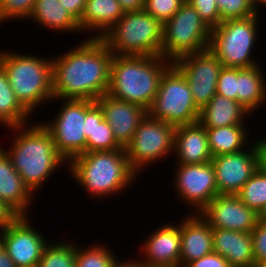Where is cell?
<instances>
[{"instance_id":"19","label":"cell","mask_w":266,"mask_h":267,"mask_svg":"<svg viewBox=\"0 0 266 267\" xmlns=\"http://www.w3.org/2000/svg\"><path fill=\"white\" fill-rule=\"evenodd\" d=\"M196 214V215H195ZM195 215V216H194ZM185 217L180 224V267L213 253L212 227L197 212ZM199 216V217H198Z\"/></svg>"},{"instance_id":"50","label":"cell","mask_w":266,"mask_h":267,"mask_svg":"<svg viewBox=\"0 0 266 267\" xmlns=\"http://www.w3.org/2000/svg\"><path fill=\"white\" fill-rule=\"evenodd\" d=\"M22 267H38V266H22Z\"/></svg>"},{"instance_id":"11","label":"cell","mask_w":266,"mask_h":267,"mask_svg":"<svg viewBox=\"0 0 266 267\" xmlns=\"http://www.w3.org/2000/svg\"><path fill=\"white\" fill-rule=\"evenodd\" d=\"M54 122L42 123L53 138L56 151L68 161L86 152L85 100L65 99Z\"/></svg>"},{"instance_id":"18","label":"cell","mask_w":266,"mask_h":267,"mask_svg":"<svg viewBox=\"0 0 266 267\" xmlns=\"http://www.w3.org/2000/svg\"><path fill=\"white\" fill-rule=\"evenodd\" d=\"M142 252L146 256L142 261L146 267H180V223L176 226L165 224L156 229L155 233L148 236Z\"/></svg>"},{"instance_id":"14","label":"cell","mask_w":266,"mask_h":267,"mask_svg":"<svg viewBox=\"0 0 266 267\" xmlns=\"http://www.w3.org/2000/svg\"><path fill=\"white\" fill-rule=\"evenodd\" d=\"M175 175L176 191L186 203L198 211L218 196L215 171L211 162L202 164H179Z\"/></svg>"},{"instance_id":"6","label":"cell","mask_w":266,"mask_h":267,"mask_svg":"<svg viewBox=\"0 0 266 267\" xmlns=\"http://www.w3.org/2000/svg\"><path fill=\"white\" fill-rule=\"evenodd\" d=\"M162 33L163 24L143 9L125 12L101 39L115 56H161Z\"/></svg>"},{"instance_id":"25","label":"cell","mask_w":266,"mask_h":267,"mask_svg":"<svg viewBox=\"0 0 266 267\" xmlns=\"http://www.w3.org/2000/svg\"><path fill=\"white\" fill-rule=\"evenodd\" d=\"M124 11L118 0H86L85 10L78 24L80 29L98 30L94 38H102L117 23Z\"/></svg>"},{"instance_id":"8","label":"cell","mask_w":266,"mask_h":267,"mask_svg":"<svg viewBox=\"0 0 266 267\" xmlns=\"http://www.w3.org/2000/svg\"><path fill=\"white\" fill-rule=\"evenodd\" d=\"M211 29L196 9L184 2L180 9L163 23L161 56L172 62L192 53L209 49Z\"/></svg>"},{"instance_id":"23","label":"cell","mask_w":266,"mask_h":267,"mask_svg":"<svg viewBox=\"0 0 266 267\" xmlns=\"http://www.w3.org/2000/svg\"><path fill=\"white\" fill-rule=\"evenodd\" d=\"M86 152L110 151L123 148L115 139L113 131L104 119L100 106L92 100H85Z\"/></svg>"},{"instance_id":"42","label":"cell","mask_w":266,"mask_h":267,"mask_svg":"<svg viewBox=\"0 0 266 267\" xmlns=\"http://www.w3.org/2000/svg\"><path fill=\"white\" fill-rule=\"evenodd\" d=\"M0 267H16L5 249L4 241H0Z\"/></svg>"},{"instance_id":"46","label":"cell","mask_w":266,"mask_h":267,"mask_svg":"<svg viewBox=\"0 0 266 267\" xmlns=\"http://www.w3.org/2000/svg\"><path fill=\"white\" fill-rule=\"evenodd\" d=\"M13 220H0V241H4V236L5 233L7 231V228L9 226V224L12 222Z\"/></svg>"},{"instance_id":"16","label":"cell","mask_w":266,"mask_h":267,"mask_svg":"<svg viewBox=\"0 0 266 267\" xmlns=\"http://www.w3.org/2000/svg\"><path fill=\"white\" fill-rule=\"evenodd\" d=\"M27 216H17L4 236L5 249L16 267L37 266L47 240L32 228Z\"/></svg>"},{"instance_id":"48","label":"cell","mask_w":266,"mask_h":267,"mask_svg":"<svg viewBox=\"0 0 266 267\" xmlns=\"http://www.w3.org/2000/svg\"><path fill=\"white\" fill-rule=\"evenodd\" d=\"M258 221L266 222V205L258 214Z\"/></svg>"},{"instance_id":"1","label":"cell","mask_w":266,"mask_h":267,"mask_svg":"<svg viewBox=\"0 0 266 267\" xmlns=\"http://www.w3.org/2000/svg\"><path fill=\"white\" fill-rule=\"evenodd\" d=\"M112 52L101 38L91 37L52 59L54 99L95 101L107 94Z\"/></svg>"},{"instance_id":"38","label":"cell","mask_w":266,"mask_h":267,"mask_svg":"<svg viewBox=\"0 0 266 267\" xmlns=\"http://www.w3.org/2000/svg\"><path fill=\"white\" fill-rule=\"evenodd\" d=\"M251 235L254 261L257 264L266 259V222L258 221Z\"/></svg>"},{"instance_id":"9","label":"cell","mask_w":266,"mask_h":267,"mask_svg":"<svg viewBox=\"0 0 266 267\" xmlns=\"http://www.w3.org/2000/svg\"><path fill=\"white\" fill-rule=\"evenodd\" d=\"M148 114L175 127L199 121L200 109L194 103L189 83L174 64L162 75Z\"/></svg>"},{"instance_id":"32","label":"cell","mask_w":266,"mask_h":267,"mask_svg":"<svg viewBox=\"0 0 266 267\" xmlns=\"http://www.w3.org/2000/svg\"><path fill=\"white\" fill-rule=\"evenodd\" d=\"M98 245L82 250L76 246L75 267H111L117 257L104 244Z\"/></svg>"},{"instance_id":"15","label":"cell","mask_w":266,"mask_h":267,"mask_svg":"<svg viewBox=\"0 0 266 267\" xmlns=\"http://www.w3.org/2000/svg\"><path fill=\"white\" fill-rule=\"evenodd\" d=\"M212 228L251 233L258 214L248 208L237 195L215 196L200 212Z\"/></svg>"},{"instance_id":"4","label":"cell","mask_w":266,"mask_h":267,"mask_svg":"<svg viewBox=\"0 0 266 267\" xmlns=\"http://www.w3.org/2000/svg\"><path fill=\"white\" fill-rule=\"evenodd\" d=\"M75 182L94 197H107L127 188L137 174L131 169L125 148L85 152L68 164Z\"/></svg>"},{"instance_id":"37","label":"cell","mask_w":266,"mask_h":267,"mask_svg":"<svg viewBox=\"0 0 266 267\" xmlns=\"http://www.w3.org/2000/svg\"><path fill=\"white\" fill-rule=\"evenodd\" d=\"M216 93L237 101V68H221L217 80Z\"/></svg>"},{"instance_id":"43","label":"cell","mask_w":266,"mask_h":267,"mask_svg":"<svg viewBox=\"0 0 266 267\" xmlns=\"http://www.w3.org/2000/svg\"><path fill=\"white\" fill-rule=\"evenodd\" d=\"M259 152V165L260 168L266 172V138L256 141Z\"/></svg>"},{"instance_id":"34","label":"cell","mask_w":266,"mask_h":267,"mask_svg":"<svg viewBox=\"0 0 266 267\" xmlns=\"http://www.w3.org/2000/svg\"><path fill=\"white\" fill-rule=\"evenodd\" d=\"M36 0H0V23L12 18H29ZM21 17V18H20ZM8 19V20H7Z\"/></svg>"},{"instance_id":"22","label":"cell","mask_w":266,"mask_h":267,"mask_svg":"<svg viewBox=\"0 0 266 267\" xmlns=\"http://www.w3.org/2000/svg\"><path fill=\"white\" fill-rule=\"evenodd\" d=\"M33 194L14 169L11 158L0 147V200L18 216H26Z\"/></svg>"},{"instance_id":"40","label":"cell","mask_w":266,"mask_h":267,"mask_svg":"<svg viewBox=\"0 0 266 267\" xmlns=\"http://www.w3.org/2000/svg\"><path fill=\"white\" fill-rule=\"evenodd\" d=\"M78 22L81 19L86 6V0H58Z\"/></svg>"},{"instance_id":"29","label":"cell","mask_w":266,"mask_h":267,"mask_svg":"<svg viewBox=\"0 0 266 267\" xmlns=\"http://www.w3.org/2000/svg\"><path fill=\"white\" fill-rule=\"evenodd\" d=\"M29 115L31 114L16 99L8 76L0 65V124L9 128L23 126L27 124Z\"/></svg>"},{"instance_id":"45","label":"cell","mask_w":266,"mask_h":267,"mask_svg":"<svg viewBox=\"0 0 266 267\" xmlns=\"http://www.w3.org/2000/svg\"><path fill=\"white\" fill-rule=\"evenodd\" d=\"M111 267H146V266L142 263L141 260L139 261V263L134 260L133 262L128 261L127 263L126 262L122 263V261L120 262L119 260L118 261L115 260Z\"/></svg>"},{"instance_id":"7","label":"cell","mask_w":266,"mask_h":267,"mask_svg":"<svg viewBox=\"0 0 266 267\" xmlns=\"http://www.w3.org/2000/svg\"><path fill=\"white\" fill-rule=\"evenodd\" d=\"M258 16L256 13L246 18L226 20L211 29L209 49L223 67L250 68L258 65L250 56L257 39Z\"/></svg>"},{"instance_id":"27","label":"cell","mask_w":266,"mask_h":267,"mask_svg":"<svg viewBox=\"0 0 266 267\" xmlns=\"http://www.w3.org/2000/svg\"><path fill=\"white\" fill-rule=\"evenodd\" d=\"M28 19L54 31H81L78 21L63 8L58 0H36Z\"/></svg>"},{"instance_id":"30","label":"cell","mask_w":266,"mask_h":267,"mask_svg":"<svg viewBox=\"0 0 266 267\" xmlns=\"http://www.w3.org/2000/svg\"><path fill=\"white\" fill-rule=\"evenodd\" d=\"M236 195L248 208L259 214L266 205V172L259 167Z\"/></svg>"},{"instance_id":"47","label":"cell","mask_w":266,"mask_h":267,"mask_svg":"<svg viewBox=\"0 0 266 267\" xmlns=\"http://www.w3.org/2000/svg\"><path fill=\"white\" fill-rule=\"evenodd\" d=\"M251 2H252V5H253V7H254V9H255V11L258 13L259 11V5H258V7H257V4L259 3L260 5H265L266 6V0H251Z\"/></svg>"},{"instance_id":"2","label":"cell","mask_w":266,"mask_h":267,"mask_svg":"<svg viewBox=\"0 0 266 267\" xmlns=\"http://www.w3.org/2000/svg\"><path fill=\"white\" fill-rule=\"evenodd\" d=\"M172 64L162 56L114 55L107 94L149 110L161 77Z\"/></svg>"},{"instance_id":"36","label":"cell","mask_w":266,"mask_h":267,"mask_svg":"<svg viewBox=\"0 0 266 267\" xmlns=\"http://www.w3.org/2000/svg\"><path fill=\"white\" fill-rule=\"evenodd\" d=\"M198 12L205 24L213 29L221 23L217 0H186Z\"/></svg>"},{"instance_id":"3","label":"cell","mask_w":266,"mask_h":267,"mask_svg":"<svg viewBox=\"0 0 266 267\" xmlns=\"http://www.w3.org/2000/svg\"><path fill=\"white\" fill-rule=\"evenodd\" d=\"M25 126L28 125L10 127V130L19 132L14 135L12 148L6 153L14 169L34 193L60 164L67 162L56 151L53 138L42 123Z\"/></svg>"},{"instance_id":"24","label":"cell","mask_w":266,"mask_h":267,"mask_svg":"<svg viewBox=\"0 0 266 267\" xmlns=\"http://www.w3.org/2000/svg\"><path fill=\"white\" fill-rule=\"evenodd\" d=\"M249 113L237 101L217 94L200 110L199 123L204 128L244 125Z\"/></svg>"},{"instance_id":"10","label":"cell","mask_w":266,"mask_h":267,"mask_svg":"<svg viewBox=\"0 0 266 267\" xmlns=\"http://www.w3.org/2000/svg\"><path fill=\"white\" fill-rule=\"evenodd\" d=\"M175 129L174 125L147 114L125 147L128 163L136 174L142 166L147 167L174 150Z\"/></svg>"},{"instance_id":"41","label":"cell","mask_w":266,"mask_h":267,"mask_svg":"<svg viewBox=\"0 0 266 267\" xmlns=\"http://www.w3.org/2000/svg\"><path fill=\"white\" fill-rule=\"evenodd\" d=\"M124 12L140 11L144 9L145 0H118Z\"/></svg>"},{"instance_id":"17","label":"cell","mask_w":266,"mask_h":267,"mask_svg":"<svg viewBox=\"0 0 266 267\" xmlns=\"http://www.w3.org/2000/svg\"><path fill=\"white\" fill-rule=\"evenodd\" d=\"M95 102L102 109L104 119L110 125L116 141L125 148L133 138L138 125L147 116L148 110L140 105L115 99L108 94L99 97Z\"/></svg>"},{"instance_id":"26","label":"cell","mask_w":266,"mask_h":267,"mask_svg":"<svg viewBox=\"0 0 266 267\" xmlns=\"http://www.w3.org/2000/svg\"><path fill=\"white\" fill-rule=\"evenodd\" d=\"M261 70L258 65L237 68V102L249 113L266 101V81Z\"/></svg>"},{"instance_id":"49","label":"cell","mask_w":266,"mask_h":267,"mask_svg":"<svg viewBox=\"0 0 266 267\" xmlns=\"http://www.w3.org/2000/svg\"><path fill=\"white\" fill-rule=\"evenodd\" d=\"M256 267H266V259L263 260V261H261V262H258V263L256 264Z\"/></svg>"},{"instance_id":"35","label":"cell","mask_w":266,"mask_h":267,"mask_svg":"<svg viewBox=\"0 0 266 267\" xmlns=\"http://www.w3.org/2000/svg\"><path fill=\"white\" fill-rule=\"evenodd\" d=\"M186 0H145L144 10L162 24L169 20Z\"/></svg>"},{"instance_id":"13","label":"cell","mask_w":266,"mask_h":267,"mask_svg":"<svg viewBox=\"0 0 266 267\" xmlns=\"http://www.w3.org/2000/svg\"><path fill=\"white\" fill-rule=\"evenodd\" d=\"M248 148L212 158L219 195H236L260 167L257 142Z\"/></svg>"},{"instance_id":"20","label":"cell","mask_w":266,"mask_h":267,"mask_svg":"<svg viewBox=\"0 0 266 267\" xmlns=\"http://www.w3.org/2000/svg\"><path fill=\"white\" fill-rule=\"evenodd\" d=\"M179 164H202L212 160L206 128L199 122L176 126L174 150Z\"/></svg>"},{"instance_id":"21","label":"cell","mask_w":266,"mask_h":267,"mask_svg":"<svg viewBox=\"0 0 266 267\" xmlns=\"http://www.w3.org/2000/svg\"><path fill=\"white\" fill-rule=\"evenodd\" d=\"M212 242L231 267H256L251 233L212 228Z\"/></svg>"},{"instance_id":"12","label":"cell","mask_w":266,"mask_h":267,"mask_svg":"<svg viewBox=\"0 0 266 267\" xmlns=\"http://www.w3.org/2000/svg\"><path fill=\"white\" fill-rule=\"evenodd\" d=\"M173 64L186 77L195 105L201 110L216 95L222 63L207 49L184 55Z\"/></svg>"},{"instance_id":"44","label":"cell","mask_w":266,"mask_h":267,"mask_svg":"<svg viewBox=\"0 0 266 267\" xmlns=\"http://www.w3.org/2000/svg\"><path fill=\"white\" fill-rule=\"evenodd\" d=\"M18 215L0 200V220H14Z\"/></svg>"},{"instance_id":"28","label":"cell","mask_w":266,"mask_h":267,"mask_svg":"<svg viewBox=\"0 0 266 267\" xmlns=\"http://www.w3.org/2000/svg\"><path fill=\"white\" fill-rule=\"evenodd\" d=\"M246 126L234 125L220 128H206L208 146L212 157L237 153L244 149L247 143ZM245 144V145H244Z\"/></svg>"},{"instance_id":"33","label":"cell","mask_w":266,"mask_h":267,"mask_svg":"<svg viewBox=\"0 0 266 267\" xmlns=\"http://www.w3.org/2000/svg\"><path fill=\"white\" fill-rule=\"evenodd\" d=\"M221 22L256 14L251 0H217Z\"/></svg>"},{"instance_id":"31","label":"cell","mask_w":266,"mask_h":267,"mask_svg":"<svg viewBox=\"0 0 266 267\" xmlns=\"http://www.w3.org/2000/svg\"><path fill=\"white\" fill-rule=\"evenodd\" d=\"M65 242L49 243L42 252L38 267H75L76 245Z\"/></svg>"},{"instance_id":"5","label":"cell","mask_w":266,"mask_h":267,"mask_svg":"<svg viewBox=\"0 0 266 267\" xmlns=\"http://www.w3.org/2000/svg\"><path fill=\"white\" fill-rule=\"evenodd\" d=\"M0 65L5 70L16 99L30 113L44 101L53 100L52 59L35 55L0 52ZM52 98V99H51Z\"/></svg>"},{"instance_id":"39","label":"cell","mask_w":266,"mask_h":267,"mask_svg":"<svg viewBox=\"0 0 266 267\" xmlns=\"http://www.w3.org/2000/svg\"><path fill=\"white\" fill-rule=\"evenodd\" d=\"M184 267H231L229 262L217 253H211L202 258L187 263Z\"/></svg>"}]
</instances>
